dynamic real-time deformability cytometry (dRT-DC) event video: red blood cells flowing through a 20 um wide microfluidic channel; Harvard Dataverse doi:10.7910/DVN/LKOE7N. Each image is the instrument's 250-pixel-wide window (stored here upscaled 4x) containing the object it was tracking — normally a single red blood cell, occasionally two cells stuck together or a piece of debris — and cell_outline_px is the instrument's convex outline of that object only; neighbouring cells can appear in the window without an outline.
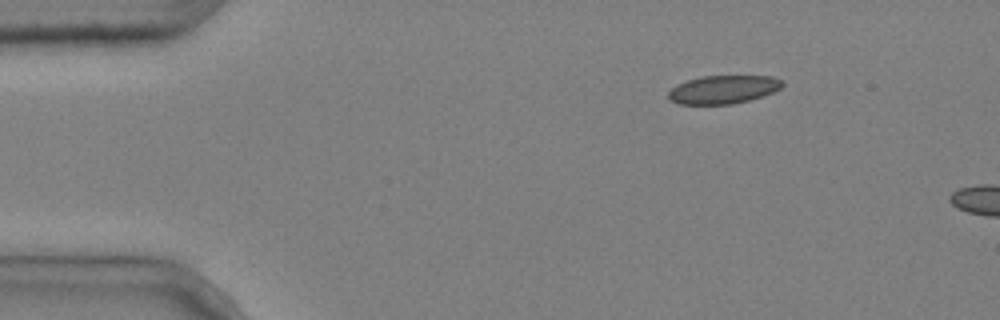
{"species": "common noctule bat (a hibernating species)", "species_latin": "Nyctalus noctula", "temperature_condition": "cold", "stored_images_in_passage": 2, "camera_frame_rate_fps": 3000, "um_per_image_px": 0.085, "animal": {"sex": "male", "body_mass_g": 20.4}, "frame": {"image": 1, "passage_image": 1, "time_ms": 0.0, "image_size_px": [1000, 320], "cell_outline_px": [[784, 84], [780, 88], [764, 96], [732, 104], [680, 104], [668, 100], [668, 92], [676, 84], [700, 76], [772, 76], [780, 80]], "centroid_in_image_um": [61.44, 7.61], "position_along_channel_um": 23.6, "area_um2": 18.79}}